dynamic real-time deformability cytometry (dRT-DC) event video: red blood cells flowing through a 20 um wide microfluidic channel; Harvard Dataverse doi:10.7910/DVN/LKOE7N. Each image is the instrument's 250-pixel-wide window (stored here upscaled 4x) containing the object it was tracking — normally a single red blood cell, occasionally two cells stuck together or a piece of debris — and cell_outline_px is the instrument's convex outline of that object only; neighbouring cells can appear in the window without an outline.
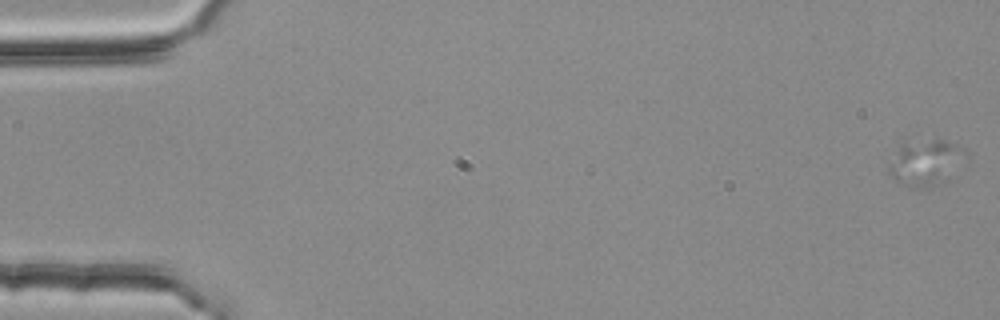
{"species": "common noctule bat (a hibernating species)", "species_latin": "Nyctalus noctula", "temperature_condition": "room temperature", "stored_images_in_passage": 56, "camera_frame_rate_fps": 3000, "um_per_image_px": 0.085, "animal": {"sex": "female", "body_mass_g": 25.1}, "frame": {"image": 1, "passage_image": 2, "time_ms": 0.333, "image_size_px": [1000, 320], "cell_outline_px": [[968, 160], [932, 184], [924, 188], [920, 188], [896, 180], [888, 172], [884, 160], [900, 140], [904, 136], [936, 136], [968, 152]], "centroid_in_image_um": [78.5, 13.6], "position_along_channel_um": 6.5, "area_um2": 21.73}}
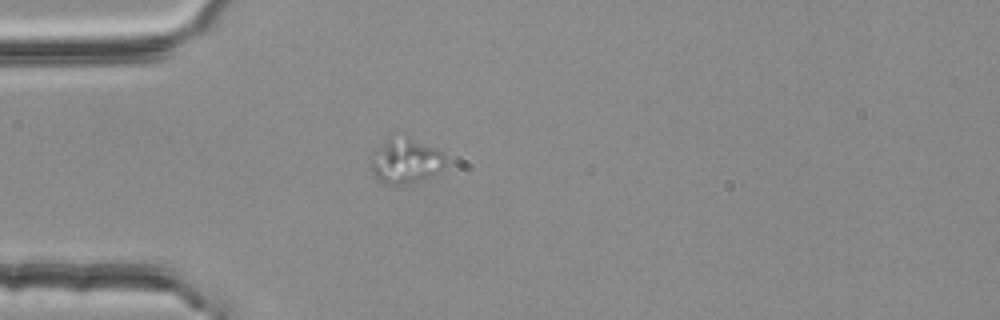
{"frame": {"image": 2, "passage_image": 17, "time_ms": 5.333, "image_size_px": [1000, 320], "cell_outline_px": [[444, 164], [440, 172], [416, 184], [384, 184], [376, 180], [368, 168], [392, 132], [396, 132], [408, 136], [444, 152]], "centroid_in_image_um": [34.5, 13.69], "position_along_channel_um": 50.5, "area_um2": 19.94}}